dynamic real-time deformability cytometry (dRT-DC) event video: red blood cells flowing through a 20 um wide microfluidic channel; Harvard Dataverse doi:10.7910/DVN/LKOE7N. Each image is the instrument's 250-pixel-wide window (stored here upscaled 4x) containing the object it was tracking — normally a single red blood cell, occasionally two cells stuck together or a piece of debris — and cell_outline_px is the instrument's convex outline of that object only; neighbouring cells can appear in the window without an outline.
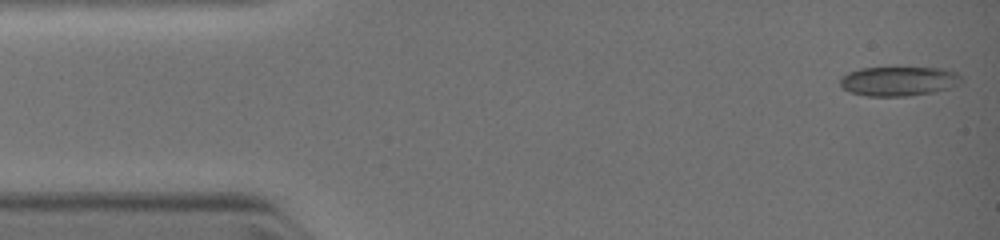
{"species": "common noctule bat (a hibernating species)", "species_latin": "Nyctalus noctula", "temperature_condition": "warm", "stored_images_in_passage": 36, "camera_frame_rate_fps": 3000, "um_per_image_px": 0.085, "animal": {"sex": "female", "body_mass_g": 19.0, "forearm_length_mm": 51.5}, "frame": {"image": 1, "passage_image": 1, "time_ms": 0.0, "image_size_px": [1000, 240], "cell_outline_px": [[964, 80], [960, 84], [936, 92], [908, 96], [868, 96], [848, 92], [840, 84], [840, 76], [848, 72], [860, 68], [940, 68], [956, 72]], "centroid_in_image_um": [76.39, 6.9], "position_along_channel_um": 8.6, "area_um2": 20.92}}
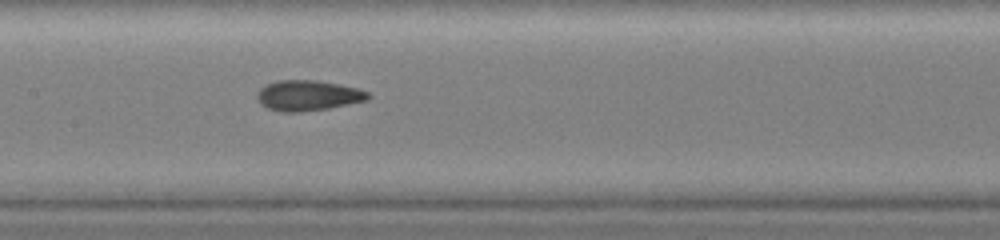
{"frame": {"image": 2, "passage_image": 17, "time_ms": 5.333, "image_size_px": [1000, 240], "cell_outline_px": [[372, 96], [368, 100], [328, 108], [296, 112], [284, 112], [268, 108], [260, 104], [256, 96], [256, 92], [260, 88], [276, 80], [316, 80], [340, 84], [360, 88], [368, 92]], "centroid_in_image_um": [26.19, 8.1], "position_along_channel_um": 181.2, "area_um2": 19.77}}
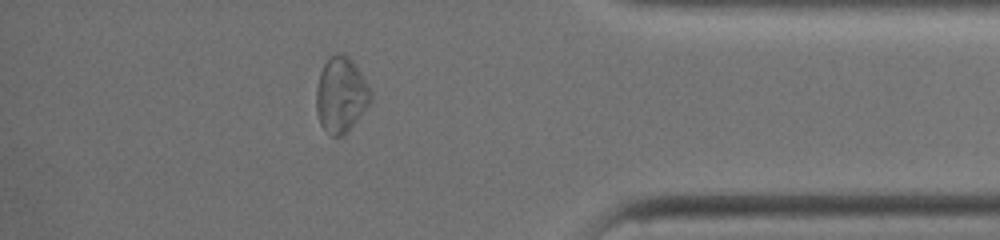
{"frame": {"image": 3, "passage_image": 31, "time_ms": 10.0, "image_size_px": [1000, 240], "cell_outline_px": [[372, 100], [356, 120], [340, 136], [332, 136], [320, 124], [316, 112], [316, 84], [320, 72], [328, 56], [336, 52], [348, 56], [352, 60], [360, 72], [372, 92]], "centroid_in_image_um": [28.95, 8.01], "position_along_channel_um": 406.2, "area_um2": 23.7}}